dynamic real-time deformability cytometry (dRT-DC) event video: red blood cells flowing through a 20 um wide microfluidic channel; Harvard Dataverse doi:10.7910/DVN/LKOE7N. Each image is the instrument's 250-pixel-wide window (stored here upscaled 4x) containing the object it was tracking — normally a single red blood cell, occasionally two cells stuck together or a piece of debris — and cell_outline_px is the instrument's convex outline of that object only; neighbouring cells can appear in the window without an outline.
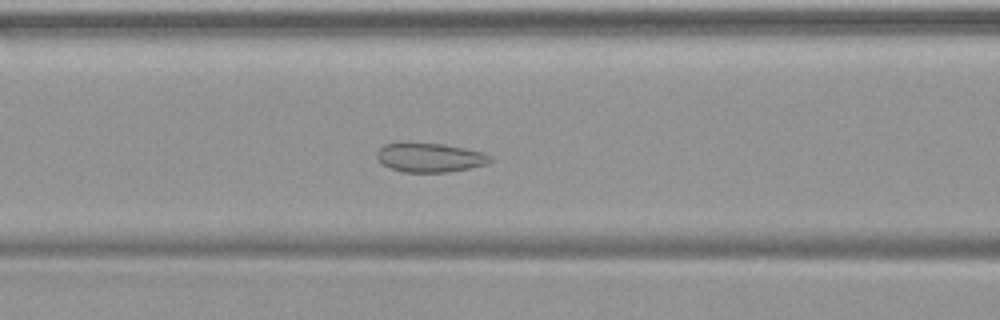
{"species": "common noctule bat (a hibernating species)", "species_latin": "Nyctalus noctula", "temperature_condition": "warm", "stored_images_in_passage": 50, "camera_frame_rate_fps": 3000, "um_per_image_px": 0.085, "animal": {"sex": "female", "body_mass_g": 19.9}, "frame": {"image": 1, "passage_image": 21, "time_ms": 6.667, "image_size_px": [1000, 320], "cell_outline_px": [[492, 160], [488, 164], [448, 172], [404, 172], [392, 168], [384, 164], [376, 156], [376, 152], [384, 144], [400, 140], [444, 144], [484, 152], [492, 156]], "centroid_in_image_um": [36.52, 13.35], "position_along_channel_um": 130.1, "area_um2": 19.71}}
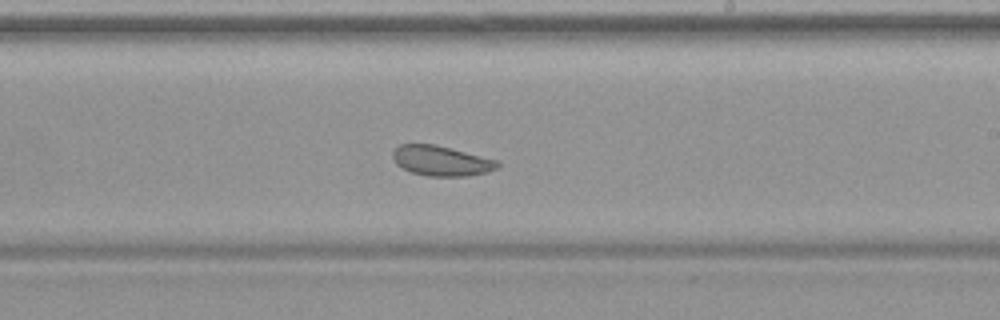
{"frame": {"image": 2, "passage_image": 30, "time_ms": 9.667, "image_size_px": [1000, 320], "cell_outline_px": [[500, 164], [496, 168], [488, 172], [468, 176], [428, 176], [412, 172], [396, 164], [392, 156], [392, 152], [400, 144], [436, 144], [500, 160]], "centroid_in_image_um": [37.54, 13.66], "position_along_channel_um": 251.5, "area_um2": 18.5}}
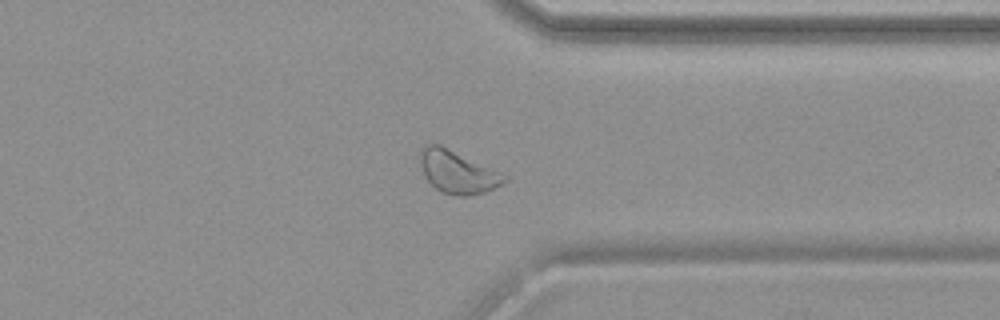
{"frame": {"image": 3, "passage_image": 39, "time_ms": 12.667, "image_size_px": [1000, 320], "cell_outline_px": [[508, 180], [484, 192], [468, 196], [456, 196], [440, 192], [424, 176], [420, 164], [420, 148], [428, 144], [440, 144], [500, 172], [508, 176]], "centroid_in_image_um": [38.86, 14.61], "position_along_channel_um": 372.5, "area_um2": 20.81}}